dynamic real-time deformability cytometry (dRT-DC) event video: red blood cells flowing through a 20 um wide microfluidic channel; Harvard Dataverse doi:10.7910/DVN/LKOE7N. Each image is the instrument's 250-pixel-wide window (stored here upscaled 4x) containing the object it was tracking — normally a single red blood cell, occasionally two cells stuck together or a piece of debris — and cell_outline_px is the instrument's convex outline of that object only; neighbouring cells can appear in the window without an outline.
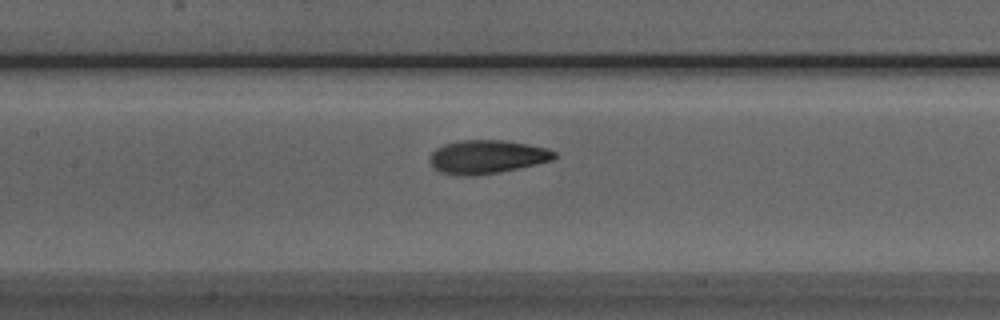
{"species": "Egyptian fruit bat (a non-hibernating species)", "species_latin": "Rousettus aegyptiacus", "temperature_condition": "room temperature", "stored_images_in_passage": 34, "camera_frame_rate_fps": 3000, "um_per_image_px": 0.085, "animal": {"sex": "male"}, "frame": {"image": 1, "passage_image": 10, "time_ms": 3.0, "image_size_px": [1000, 320], "cell_outline_px": [[560, 156], [552, 160], [536, 164], [500, 172], [472, 176], [464, 176], [440, 172], [428, 160], [432, 152], [436, 148], [444, 144], [460, 140], [504, 140], [528, 144], [548, 148], [556, 152]], "centroid_in_image_um": [41.42, 13.32], "position_along_channel_um": 166.0, "area_um2": 24.45}}
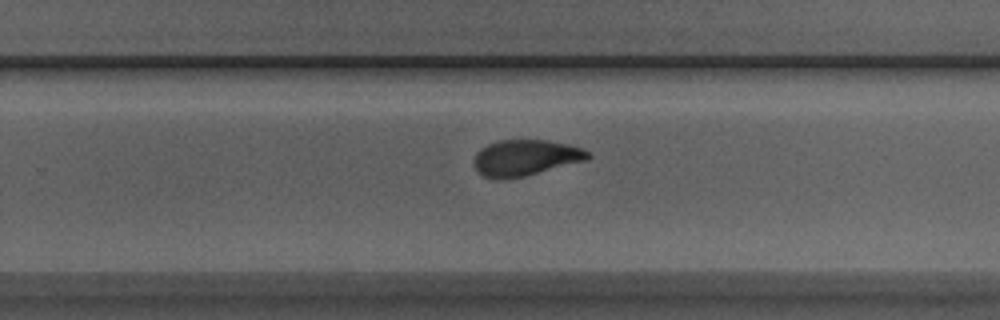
{"frame": {"image": 2, "passage_image": 19, "time_ms": 6.0, "image_size_px": [1000, 320], "cell_outline_px": [[592, 156], [588, 160], [524, 176], [504, 180], [496, 180], [484, 176], [476, 172], [476, 152], [480, 148], [496, 140], [544, 140], [568, 144], [580, 148], [588, 152]], "centroid_in_image_um": [44.65, 13.42], "position_along_channel_um": 285.2, "area_um2": 23.93}}
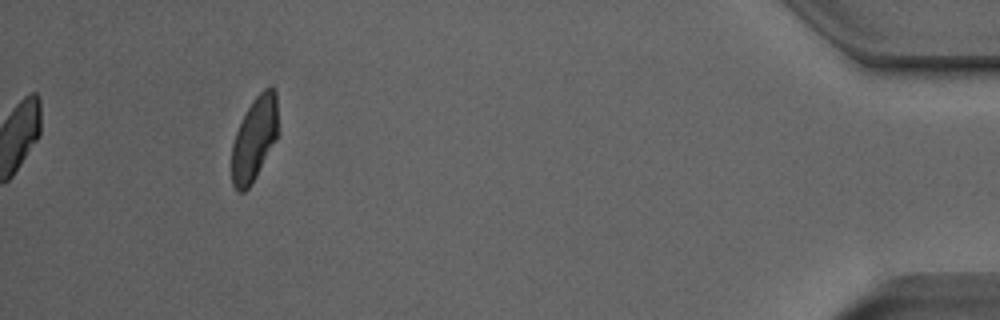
{"frame": {"image": 3, "passage_image": 34, "time_ms": 11.0, "image_size_px": [1000, 320], "cell_outline_px": [[276, 140], [256, 176], [248, 188], [244, 192], [236, 192], [232, 184], [232, 144], [236, 132], [252, 100], [268, 84], [272, 84], [276, 88]], "centroid_in_image_um": [21.61, 11.79], "position_along_channel_um": 413.6, "area_um2": 22.43}, "authors_computed_cell_mechanics": {"area_um2": 24.1604, "velocity_mm_per_s": 3.9924, "shape_relaxation_time_tau1_ms": 4.6991, "shape_relaxation_time_tau2_ms": 1.8354, "deformation_change_tau1": 0.1682, "deformation_change_tau2": 0.085}}